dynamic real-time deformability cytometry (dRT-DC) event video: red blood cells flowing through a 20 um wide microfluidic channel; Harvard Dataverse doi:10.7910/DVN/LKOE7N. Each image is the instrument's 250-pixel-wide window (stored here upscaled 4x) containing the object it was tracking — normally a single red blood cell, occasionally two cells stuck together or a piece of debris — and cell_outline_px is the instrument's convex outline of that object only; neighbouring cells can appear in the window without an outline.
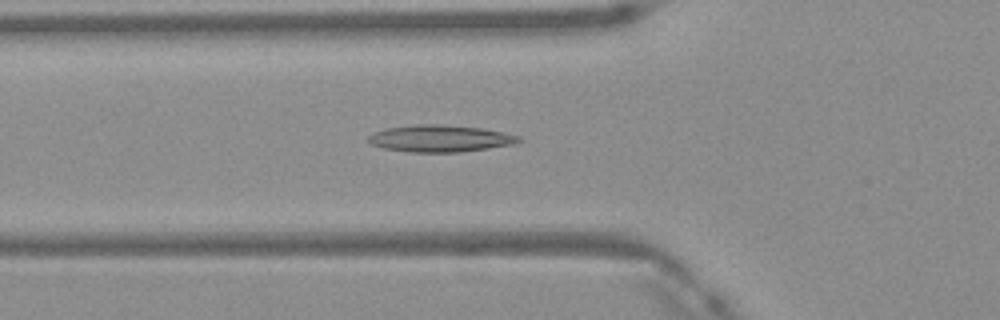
{"species": "Egyptian fruit bat (a non-hibernating species)", "species_latin": "Rousettus aegyptiacus", "temperature_condition": "warm", "stored_images_in_passage": 48, "camera_frame_rate_fps": 3000, "um_per_image_px": 0.085, "frame": {"image": 1, "passage_image": 17, "time_ms": 5.333, "image_size_px": [1000, 320], "cell_outline_px": [[520, 140], [512, 144], [488, 148], [460, 152], [408, 152], [384, 148], [372, 144], [368, 140], [368, 136], [376, 132], [388, 128], [412, 124], [440, 124], [480, 128], [504, 132], [520, 136]], "centroid_in_image_um": [37.4, 11.77], "position_along_channel_um": 88.4, "area_um2": 23.35}}
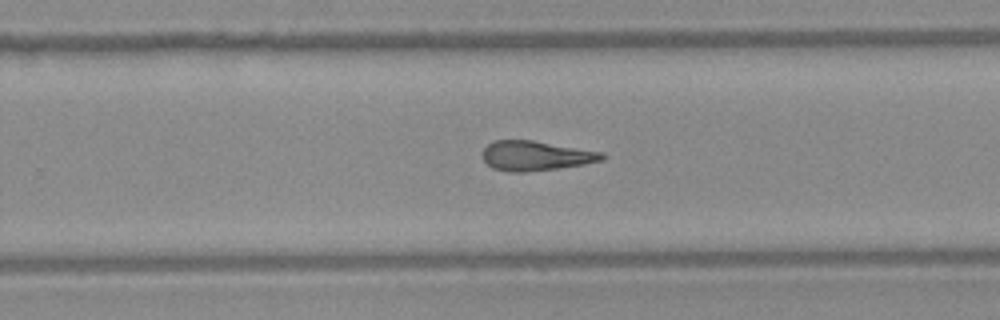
{"frame": {"image": 2, "passage_image": 31, "time_ms": 10.0, "image_size_px": [1000, 320], "cell_outline_px": [[608, 156], [604, 160], [584, 164], [556, 168], [524, 172], [508, 172], [492, 168], [480, 156], [484, 148], [492, 140], [532, 140], [604, 152]], "centroid_in_image_um": [45.54, 13.23], "position_along_channel_um": 284.3, "area_um2": 20.87}}
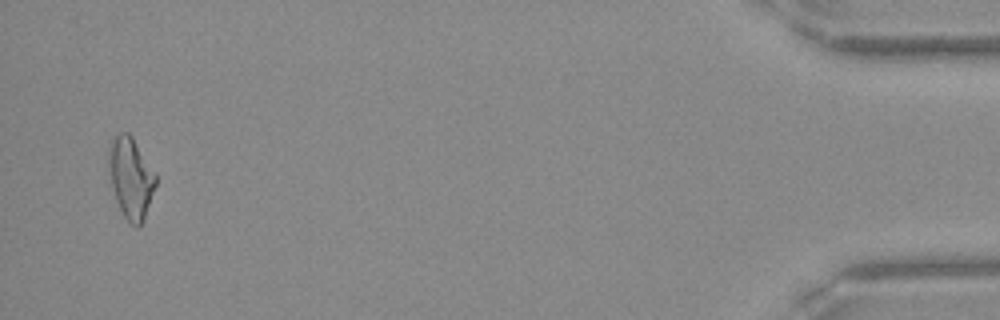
{"frame": {"image": 3, "passage_image": 47, "time_ms": 15.333, "image_size_px": [1000, 320], "cell_outline_px": [[156, 184], [144, 220], [140, 228], [136, 228], [124, 216], [116, 200], [112, 188], [108, 168], [108, 148], [112, 140], [120, 132], [128, 132], [132, 136], [156, 176]], "centroid_in_image_um": [11.1, 15.13], "position_along_channel_um": 424.1, "area_um2": 22.02}, "authors_computed_cell_mechanics": {"area_um2": 21.4149, "velocity_mm_per_s": 4.1806, "shape_relaxation_time_tau1_ms": null, "shape_relaxation_time_tau2_ms": 4.2894, "deformation_change_tau1": null, "deformation_change_tau2": 0.1674}}